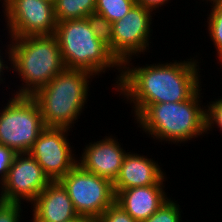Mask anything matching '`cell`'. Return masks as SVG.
Here are the masks:
<instances>
[{
	"label": "cell",
	"mask_w": 222,
	"mask_h": 222,
	"mask_svg": "<svg viewBox=\"0 0 222 222\" xmlns=\"http://www.w3.org/2000/svg\"><path fill=\"white\" fill-rule=\"evenodd\" d=\"M196 61L188 59L132 68L122 65L116 90L127 102L133 101L136 118L151 104L186 101L201 88Z\"/></svg>",
	"instance_id": "cell-1"
},
{
	"label": "cell",
	"mask_w": 222,
	"mask_h": 222,
	"mask_svg": "<svg viewBox=\"0 0 222 222\" xmlns=\"http://www.w3.org/2000/svg\"><path fill=\"white\" fill-rule=\"evenodd\" d=\"M11 39L7 50L8 61L25 83L16 96H32L65 68L55 35Z\"/></svg>",
	"instance_id": "cell-2"
},
{
	"label": "cell",
	"mask_w": 222,
	"mask_h": 222,
	"mask_svg": "<svg viewBox=\"0 0 222 222\" xmlns=\"http://www.w3.org/2000/svg\"><path fill=\"white\" fill-rule=\"evenodd\" d=\"M92 77L94 76L88 71L64 68L32 95L45 127H72L84 109L88 99V82Z\"/></svg>",
	"instance_id": "cell-3"
},
{
	"label": "cell",
	"mask_w": 222,
	"mask_h": 222,
	"mask_svg": "<svg viewBox=\"0 0 222 222\" xmlns=\"http://www.w3.org/2000/svg\"><path fill=\"white\" fill-rule=\"evenodd\" d=\"M201 90L186 101L151 104L135 120L154 139L174 144L203 135L206 110L200 106Z\"/></svg>",
	"instance_id": "cell-4"
},
{
	"label": "cell",
	"mask_w": 222,
	"mask_h": 222,
	"mask_svg": "<svg viewBox=\"0 0 222 222\" xmlns=\"http://www.w3.org/2000/svg\"><path fill=\"white\" fill-rule=\"evenodd\" d=\"M55 37L65 68L80 69L99 76L106 69L116 67L120 73L116 78V88L121 79L122 65L111 54L109 47L97 39L87 18L57 22Z\"/></svg>",
	"instance_id": "cell-5"
},
{
	"label": "cell",
	"mask_w": 222,
	"mask_h": 222,
	"mask_svg": "<svg viewBox=\"0 0 222 222\" xmlns=\"http://www.w3.org/2000/svg\"><path fill=\"white\" fill-rule=\"evenodd\" d=\"M45 128L40 109L32 96L14 94L0 112V146L15 153H28Z\"/></svg>",
	"instance_id": "cell-6"
},
{
	"label": "cell",
	"mask_w": 222,
	"mask_h": 222,
	"mask_svg": "<svg viewBox=\"0 0 222 222\" xmlns=\"http://www.w3.org/2000/svg\"><path fill=\"white\" fill-rule=\"evenodd\" d=\"M59 182L78 215L97 220L115 202L113 183L83 169L78 163Z\"/></svg>",
	"instance_id": "cell-7"
},
{
	"label": "cell",
	"mask_w": 222,
	"mask_h": 222,
	"mask_svg": "<svg viewBox=\"0 0 222 222\" xmlns=\"http://www.w3.org/2000/svg\"><path fill=\"white\" fill-rule=\"evenodd\" d=\"M152 10L135 4L113 24L112 55L121 65H129L131 57L149 48Z\"/></svg>",
	"instance_id": "cell-8"
},
{
	"label": "cell",
	"mask_w": 222,
	"mask_h": 222,
	"mask_svg": "<svg viewBox=\"0 0 222 222\" xmlns=\"http://www.w3.org/2000/svg\"><path fill=\"white\" fill-rule=\"evenodd\" d=\"M4 11L10 37L55 35L54 5L48 0H7Z\"/></svg>",
	"instance_id": "cell-9"
},
{
	"label": "cell",
	"mask_w": 222,
	"mask_h": 222,
	"mask_svg": "<svg viewBox=\"0 0 222 222\" xmlns=\"http://www.w3.org/2000/svg\"><path fill=\"white\" fill-rule=\"evenodd\" d=\"M50 182L35 158L29 153H16L1 182L0 200L21 203L23 199L32 203Z\"/></svg>",
	"instance_id": "cell-10"
},
{
	"label": "cell",
	"mask_w": 222,
	"mask_h": 222,
	"mask_svg": "<svg viewBox=\"0 0 222 222\" xmlns=\"http://www.w3.org/2000/svg\"><path fill=\"white\" fill-rule=\"evenodd\" d=\"M70 129L46 127L37 137L29 154L42 167L50 181H59L78 160L72 154V148L66 135Z\"/></svg>",
	"instance_id": "cell-11"
},
{
	"label": "cell",
	"mask_w": 222,
	"mask_h": 222,
	"mask_svg": "<svg viewBox=\"0 0 222 222\" xmlns=\"http://www.w3.org/2000/svg\"><path fill=\"white\" fill-rule=\"evenodd\" d=\"M83 151L77 163L83 169L112 183L118 177L124 157L128 153L112 136L94 143L90 142Z\"/></svg>",
	"instance_id": "cell-12"
},
{
	"label": "cell",
	"mask_w": 222,
	"mask_h": 222,
	"mask_svg": "<svg viewBox=\"0 0 222 222\" xmlns=\"http://www.w3.org/2000/svg\"><path fill=\"white\" fill-rule=\"evenodd\" d=\"M165 174L158 163L140 154L127 153L113 183L115 195L133 187L163 185Z\"/></svg>",
	"instance_id": "cell-13"
},
{
	"label": "cell",
	"mask_w": 222,
	"mask_h": 222,
	"mask_svg": "<svg viewBox=\"0 0 222 222\" xmlns=\"http://www.w3.org/2000/svg\"><path fill=\"white\" fill-rule=\"evenodd\" d=\"M32 204L33 222H65L78 215L59 181H51Z\"/></svg>",
	"instance_id": "cell-14"
},
{
	"label": "cell",
	"mask_w": 222,
	"mask_h": 222,
	"mask_svg": "<svg viewBox=\"0 0 222 222\" xmlns=\"http://www.w3.org/2000/svg\"><path fill=\"white\" fill-rule=\"evenodd\" d=\"M163 185L133 187L116 194L115 202L134 220L142 222L152 216L169 198Z\"/></svg>",
	"instance_id": "cell-15"
},
{
	"label": "cell",
	"mask_w": 222,
	"mask_h": 222,
	"mask_svg": "<svg viewBox=\"0 0 222 222\" xmlns=\"http://www.w3.org/2000/svg\"><path fill=\"white\" fill-rule=\"evenodd\" d=\"M54 12L57 22L84 19L95 13L96 0H55Z\"/></svg>",
	"instance_id": "cell-16"
},
{
	"label": "cell",
	"mask_w": 222,
	"mask_h": 222,
	"mask_svg": "<svg viewBox=\"0 0 222 222\" xmlns=\"http://www.w3.org/2000/svg\"><path fill=\"white\" fill-rule=\"evenodd\" d=\"M136 4V0H96L95 13L114 23L122 19Z\"/></svg>",
	"instance_id": "cell-17"
},
{
	"label": "cell",
	"mask_w": 222,
	"mask_h": 222,
	"mask_svg": "<svg viewBox=\"0 0 222 222\" xmlns=\"http://www.w3.org/2000/svg\"><path fill=\"white\" fill-rule=\"evenodd\" d=\"M213 8L208 15V32L214 42L217 54L222 52V0H209Z\"/></svg>",
	"instance_id": "cell-18"
},
{
	"label": "cell",
	"mask_w": 222,
	"mask_h": 222,
	"mask_svg": "<svg viewBox=\"0 0 222 222\" xmlns=\"http://www.w3.org/2000/svg\"><path fill=\"white\" fill-rule=\"evenodd\" d=\"M88 24L98 40L106 44L112 54L113 24L104 16L91 13L87 17Z\"/></svg>",
	"instance_id": "cell-19"
},
{
	"label": "cell",
	"mask_w": 222,
	"mask_h": 222,
	"mask_svg": "<svg viewBox=\"0 0 222 222\" xmlns=\"http://www.w3.org/2000/svg\"><path fill=\"white\" fill-rule=\"evenodd\" d=\"M179 206L170 198L152 216L142 222H180Z\"/></svg>",
	"instance_id": "cell-20"
},
{
	"label": "cell",
	"mask_w": 222,
	"mask_h": 222,
	"mask_svg": "<svg viewBox=\"0 0 222 222\" xmlns=\"http://www.w3.org/2000/svg\"><path fill=\"white\" fill-rule=\"evenodd\" d=\"M96 222H138L134 220L120 205L114 202Z\"/></svg>",
	"instance_id": "cell-21"
},
{
	"label": "cell",
	"mask_w": 222,
	"mask_h": 222,
	"mask_svg": "<svg viewBox=\"0 0 222 222\" xmlns=\"http://www.w3.org/2000/svg\"><path fill=\"white\" fill-rule=\"evenodd\" d=\"M208 108V109H207ZM206 110L205 124L206 132L212 128V125H217L222 131V98L211 102Z\"/></svg>",
	"instance_id": "cell-22"
},
{
	"label": "cell",
	"mask_w": 222,
	"mask_h": 222,
	"mask_svg": "<svg viewBox=\"0 0 222 222\" xmlns=\"http://www.w3.org/2000/svg\"><path fill=\"white\" fill-rule=\"evenodd\" d=\"M21 204L0 200V222H19Z\"/></svg>",
	"instance_id": "cell-23"
},
{
	"label": "cell",
	"mask_w": 222,
	"mask_h": 222,
	"mask_svg": "<svg viewBox=\"0 0 222 222\" xmlns=\"http://www.w3.org/2000/svg\"><path fill=\"white\" fill-rule=\"evenodd\" d=\"M15 154L12 149L0 146V184L6 178Z\"/></svg>",
	"instance_id": "cell-24"
},
{
	"label": "cell",
	"mask_w": 222,
	"mask_h": 222,
	"mask_svg": "<svg viewBox=\"0 0 222 222\" xmlns=\"http://www.w3.org/2000/svg\"><path fill=\"white\" fill-rule=\"evenodd\" d=\"M169 0H136V4L142 5L143 7L149 8L152 11L159 9V6H163V4H167Z\"/></svg>",
	"instance_id": "cell-25"
},
{
	"label": "cell",
	"mask_w": 222,
	"mask_h": 222,
	"mask_svg": "<svg viewBox=\"0 0 222 222\" xmlns=\"http://www.w3.org/2000/svg\"><path fill=\"white\" fill-rule=\"evenodd\" d=\"M65 222H96V220L84 215H77L76 217Z\"/></svg>",
	"instance_id": "cell-26"
},
{
	"label": "cell",
	"mask_w": 222,
	"mask_h": 222,
	"mask_svg": "<svg viewBox=\"0 0 222 222\" xmlns=\"http://www.w3.org/2000/svg\"><path fill=\"white\" fill-rule=\"evenodd\" d=\"M1 51V50H0ZM1 53V52H0ZM3 56H1V54H0V80L3 82V80H2V78H1V76L3 75V69H9V67L6 65V64H4L5 62H3L4 60H3V58H2ZM2 74V75H1Z\"/></svg>",
	"instance_id": "cell-27"
},
{
	"label": "cell",
	"mask_w": 222,
	"mask_h": 222,
	"mask_svg": "<svg viewBox=\"0 0 222 222\" xmlns=\"http://www.w3.org/2000/svg\"><path fill=\"white\" fill-rule=\"evenodd\" d=\"M216 57L219 58L218 60H219L220 64L222 65V52L218 56H216Z\"/></svg>",
	"instance_id": "cell-28"
},
{
	"label": "cell",
	"mask_w": 222,
	"mask_h": 222,
	"mask_svg": "<svg viewBox=\"0 0 222 222\" xmlns=\"http://www.w3.org/2000/svg\"><path fill=\"white\" fill-rule=\"evenodd\" d=\"M3 7H4V10H5V8H6V5H7V0H4V3H3Z\"/></svg>",
	"instance_id": "cell-29"
}]
</instances>
